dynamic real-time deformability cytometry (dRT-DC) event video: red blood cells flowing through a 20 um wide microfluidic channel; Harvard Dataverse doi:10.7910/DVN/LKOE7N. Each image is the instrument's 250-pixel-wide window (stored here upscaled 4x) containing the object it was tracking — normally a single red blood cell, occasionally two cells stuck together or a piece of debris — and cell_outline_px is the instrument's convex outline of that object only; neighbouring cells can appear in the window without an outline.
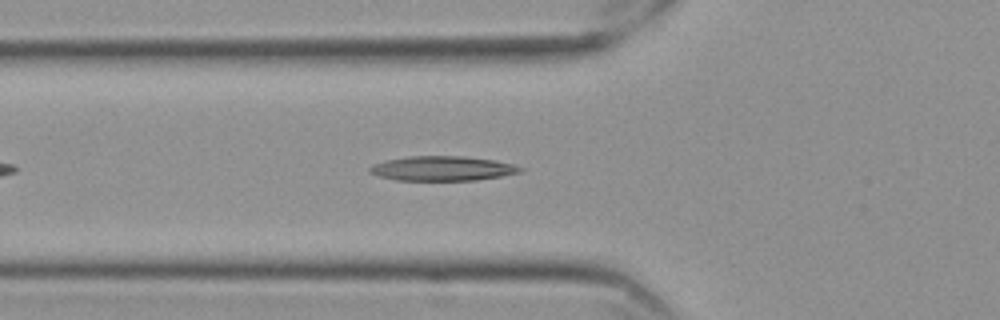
{"species": "Egyptian fruit bat (a non-hibernating species)", "species_latin": "Rousettus aegyptiacus", "temperature_condition": "cold", "stored_images_in_passage": 39, "camera_frame_rate_fps": 3000, "um_per_image_px": 0.085, "frame": {"image": 1, "passage_image": 8, "time_ms": 2.333, "image_size_px": [1000, 320], "cell_outline_px": [[524, 168], [520, 172], [500, 176], [476, 180], [396, 180], [380, 176], [368, 172], [368, 168], [372, 164], [388, 160], [408, 156], [464, 156], [492, 160], [512, 164]], "centroid_in_image_um": [37.57, 14.31], "position_along_channel_um": 88.2, "area_um2": 21.39}}
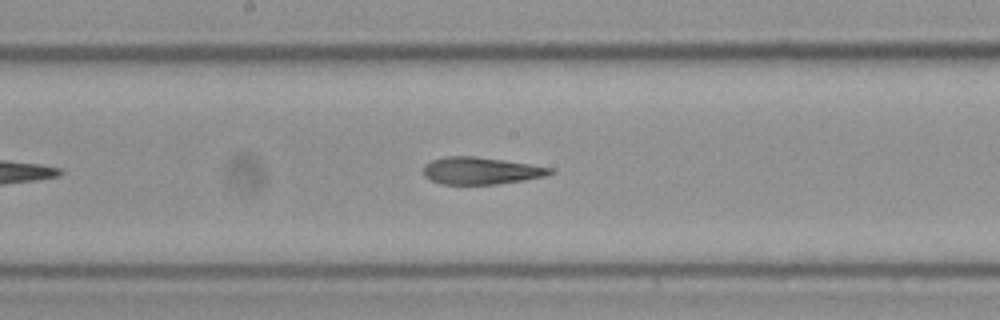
{"frame": {"image": 2, "passage_image": 18, "time_ms": 5.667, "image_size_px": [1000, 320], "cell_outline_px": [[556, 172], [544, 176], [524, 180], [496, 184], [440, 184], [424, 176], [424, 164], [432, 160], [444, 156], [476, 156], [504, 160], [552, 168]], "centroid_in_image_um": [40.86, 14.51], "position_along_channel_um": 207.3, "area_um2": 20.0}}
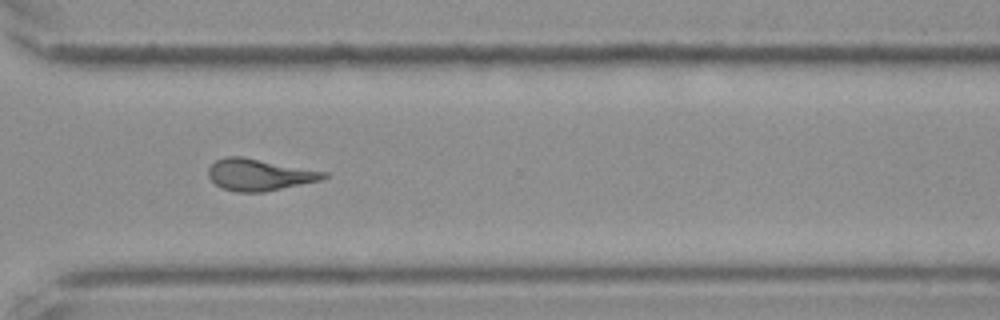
{"frame": {"image": 3, "passage_image": 30, "time_ms": 9.667, "image_size_px": [1000, 320], "cell_outline_px": [[328, 176], [320, 180], [264, 192], [236, 192], [224, 188], [216, 184], [208, 176], [208, 168], [216, 160], [224, 156], [244, 156], [328, 172]], "centroid_in_image_um": [22.03, 14.83], "position_along_channel_um": 348.6, "area_um2": 21.33}, "authors_computed_cell_mechanics": {"area_um2": 20.9236, "velocity_mm_per_s": 3.5396, "shape_relaxation_time_tau1_ms": 8.623, "shape_relaxation_time_tau2_ms": 3.5702, "deformation_change_tau1": 0.2421, "deformation_change_tau2": 0.141}}